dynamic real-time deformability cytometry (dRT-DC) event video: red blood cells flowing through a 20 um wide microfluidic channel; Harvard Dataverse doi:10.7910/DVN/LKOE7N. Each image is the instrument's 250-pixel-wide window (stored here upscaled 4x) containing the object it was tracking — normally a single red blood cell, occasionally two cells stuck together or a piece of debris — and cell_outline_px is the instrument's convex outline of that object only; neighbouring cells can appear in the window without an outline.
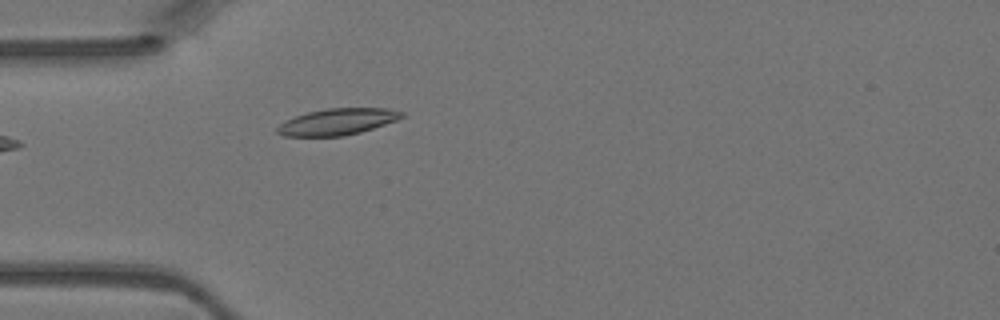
{"species": "Egyptian fruit bat (a non-hibernating species)", "species_latin": "Rousettus aegyptiacus", "temperature_condition": "warm", "stored_images_in_passage": 4, "camera_frame_rate_fps": 3000, "um_per_image_px": 0.085, "animal": {"sex": "female"}, "frame": {"image": 1, "passage_image": 4, "time_ms": 1.0, "image_size_px": [1000, 320], "cell_outline_px": [[404, 116], [396, 120], [360, 132], [344, 136], [284, 136], [276, 132], [276, 128], [280, 124], [296, 116], [308, 112], [328, 108], [388, 108], [404, 112]], "centroid_in_image_um": [28.69, 10.34], "position_along_channel_um": 56.3, "area_um2": 18.96}}